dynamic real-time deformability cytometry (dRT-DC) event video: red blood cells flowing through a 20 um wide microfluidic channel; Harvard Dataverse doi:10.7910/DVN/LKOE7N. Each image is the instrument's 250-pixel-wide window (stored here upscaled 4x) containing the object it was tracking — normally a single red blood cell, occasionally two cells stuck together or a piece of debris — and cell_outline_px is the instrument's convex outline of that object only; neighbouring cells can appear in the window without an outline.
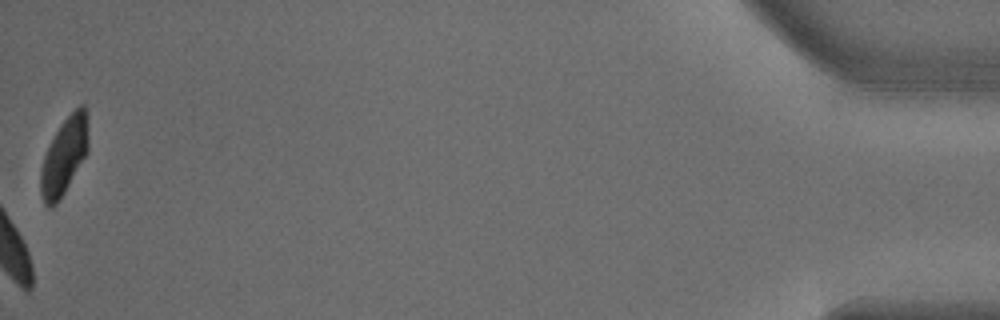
{"species": "common noctule bat (a hibernating species)", "species_latin": "Nyctalus noctula", "temperature_condition": "warm", "stored_images_in_passage": 53, "camera_frame_rate_fps": 3000, "um_per_image_px": 0.085, "animal": {"sex": "male", "body_mass_g": 18.8}, "frame": {"image": 1, "passage_image": 53, "time_ms": 17.333, "image_size_px": [1000, 320], "cell_outline_px": [[88, 152], [64, 192], [56, 204], [52, 208], [48, 208], [44, 204], [40, 192], [40, 172], [44, 156], [60, 124], [80, 104], [84, 104], [88, 116]], "centroid_in_image_um": [5.47, 13.27], "position_along_channel_um": 429.7, "area_um2": 21.33}, "authors_computed_cell_mechanics": {"area_um2": 24.1604, "velocity_mm_per_s": 3.7724, "shape_relaxation_time_tau1_ms": 4.2165, "shape_relaxation_time_tau2_ms": null, "deformation_change_tau1": 0.1386, "deformation_change_tau2": null}}